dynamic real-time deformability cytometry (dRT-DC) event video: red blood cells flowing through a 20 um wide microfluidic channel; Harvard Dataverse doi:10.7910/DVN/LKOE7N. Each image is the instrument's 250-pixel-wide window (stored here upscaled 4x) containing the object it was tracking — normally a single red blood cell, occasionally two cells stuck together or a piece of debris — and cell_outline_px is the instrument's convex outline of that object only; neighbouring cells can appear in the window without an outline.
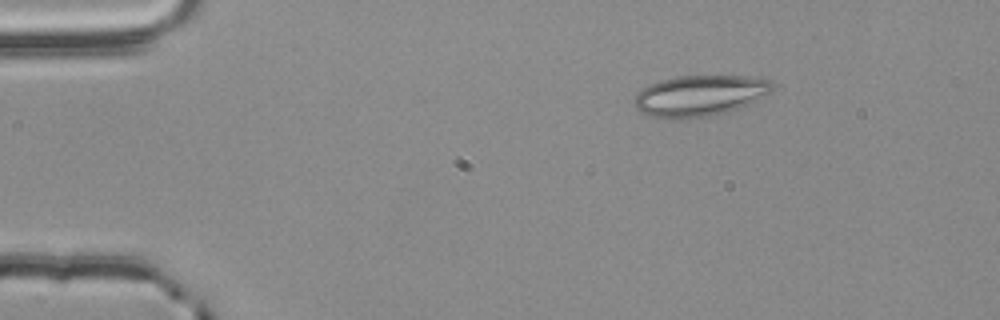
{"species": "common noctule bat (a hibernating species)", "species_latin": "Nyctalus noctula", "temperature_condition": "room temperature", "stored_images_in_passage": 50, "camera_frame_rate_fps": 3000, "um_per_image_px": 0.085, "animal": {"sex": "male", "body_mass_g": 20.4}, "frame": {"image": 1, "passage_image": 4, "time_ms": 1.0, "image_size_px": [1000, 320], "cell_outline_px": [[772, 92], [752, 104], [728, 112], [712, 116], [652, 116], [640, 112], [632, 104], [632, 100], [636, 92], [660, 80], [676, 76], [748, 76], [768, 80], [772, 84]], "centroid_in_image_um": [59.51, 8.11], "position_along_channel_um": 25.5, "area_um2": 32.6}}
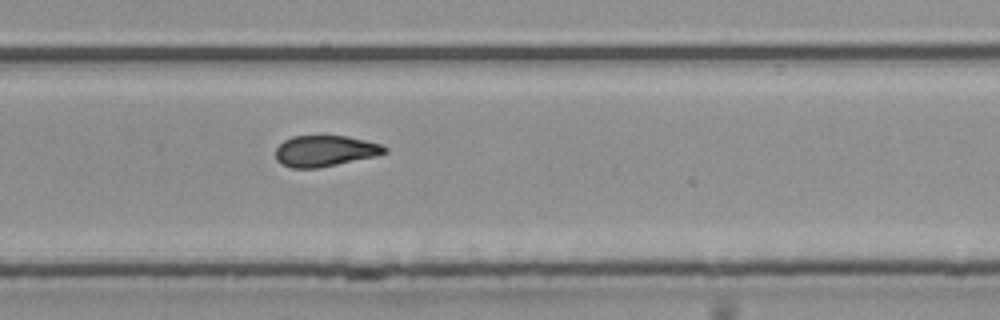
{"frame": {"image": 2, "passage_image": 32, "time_ms": 10.333, "image_size_px": [1000, 320], "cell_outline_px": [[388, 152], [376, 156], [320, 168], [292, 168], [280, 164], [276, 160], [276, 148], [284, 140], [292, 136], [348, 136], [380, 144], [388, 148]], "centroid_in_image_um": [27.62, 12.84], "position_along_channel_um": 302.2, "area_um2": 19.83}}
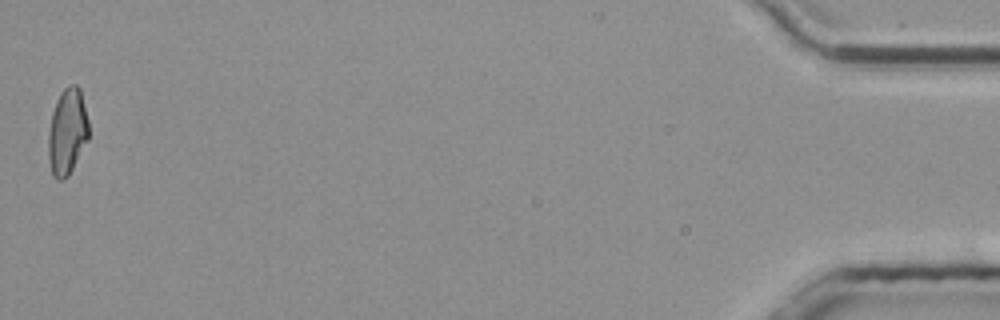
{"frame": {"image": 3, "passage_image": 50, "time_ms": 16.333, "image_size_px": [1000, 320], "cell_outline_px": [[88, 140], [68, 176], [64, 180], [56, 180], [52, 176], [48, 156], [48, 132], [52, 112], [56, 100], [60, 92], [68, 84], [76, 84], [80, 88], [88, 120]], "centroid_in_image_um": [5.7, 11.19], "position_along_channel_um": 429.5, "area_um2": 20.52}, "authors_computed_cell_mechanics": {"area_um2": 20.6346, "velocity_mm_per_s": 3.7863, "shape_relaxation_time_tau1_ms": 7.8155, "shape_relaxation_time_tau2_ms": 4.911, "deformation_change_tau1": 0.1848, "deformation_change_tau2": 0.1186}}